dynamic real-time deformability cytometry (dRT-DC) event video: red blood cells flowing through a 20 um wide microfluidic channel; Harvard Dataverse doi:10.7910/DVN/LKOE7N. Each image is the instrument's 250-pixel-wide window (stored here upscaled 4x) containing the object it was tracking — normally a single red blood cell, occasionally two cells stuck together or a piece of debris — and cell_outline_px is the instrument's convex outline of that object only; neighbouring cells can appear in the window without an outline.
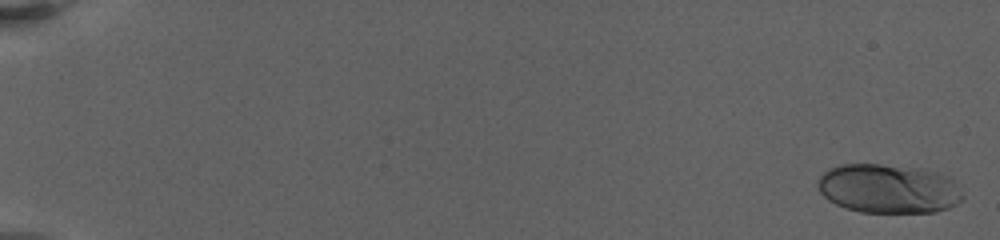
{"species": "human", "species_latin": "Homo sapiens", "temperature_condition": "warm", "stored_images_in_passage": 42, "camera_frame_rate_fps": 3000, "um_per_image_px": 0.085, "donor": {"sex": "female"}, "frame": {"image": 1, "passage_image": 2, "time_ms": 0.333, "image_size_px": [1000, 240], "cell_outline_px": [[964, 196], [956, 204], [948, 208], [936, 212], [860, 212], [844, 208], [828, 200], [820, 192], [816, 184], [816, 180], [828, 168], [840, 164], [880, 164], [924, 168], [948, 176], [952, 180]], "centroid_in_image_um": [75.48, 16.03], "position_along_channel_um": 9.5, "area_um2": 41.79}}
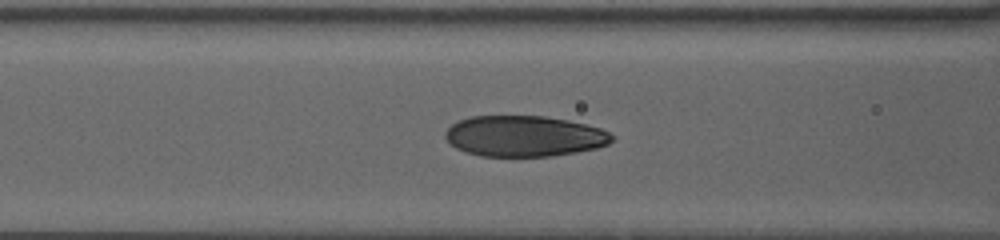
{"frame": {"image": 2, "passage_image": 24, "time_ms": 10.0, "image_size_px": [1000, 240], "cell_outline_px": [[616, 136], [608, 144], [596, 148], [576, 152], [552, 156], [480, 156], [464, 152], [456, 148], [444, 136], [444, 132], [452, 124], [460, 120], [472, 116], [544, 116], [568, 120], [600, 128]], "centroid_in_image_um": [44.55, 11.57], "position_along_channel_um": 122.0, "area_um2": 39.65}}
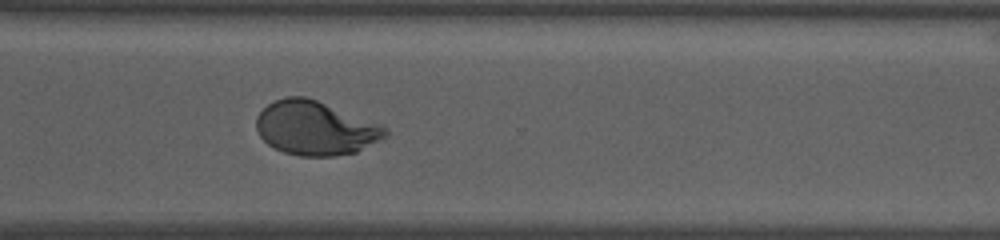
{"frame": {"image": 3, "passage_image": 41, "time_ms": 17.0, "image_size_px": [1000, 240], "cell_outline_px": [[388, 136], [356, 152], [332, 156], [300, 156], [284, 152], [268, 144], [260, 136], [256, 128], [256, 116], [268, 104], [276, 100], [288, 96], [304, 96], [316, 100], [388, 128]], "centroid_in_image_um": [26.78, 10.9], "position_along_channel_um": 343.8, "area_um2": 40.06}}